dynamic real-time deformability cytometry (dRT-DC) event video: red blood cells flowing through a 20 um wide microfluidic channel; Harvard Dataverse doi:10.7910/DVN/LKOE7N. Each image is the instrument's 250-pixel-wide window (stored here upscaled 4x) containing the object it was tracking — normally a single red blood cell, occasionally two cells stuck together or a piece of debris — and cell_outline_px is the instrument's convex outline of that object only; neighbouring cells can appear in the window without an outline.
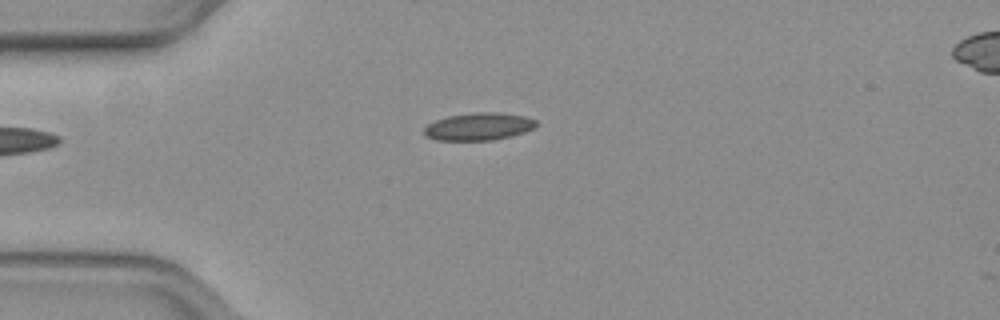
{"species": "common noctule bat (a hibernating species)", "species_latin": "Nyctalus noctula", "temperature_condition": "warm", "stored_images_in_passage": 42, "camera_frame_rate_fps": 3000, "um_per_image_px": 0.085, "animal": {"sex": "female", "body_mass_g": 19.3, "forearm_length_mm": 54.1}, "frame": {"image": 1, "passage_image": 1, "time_ms": 0.0, "image_size_px": [1000, 320], "cell_outline_px": [[536, 124], [532, 128], [524, 132], [512, 136], [492, 140], [436, 140], [428, 136], [424, 132], [424, 128], [428, 124], [436, 120], [448, 116], [476, 112], [496, 112], [524, 116], [536, 120]], "centroid_in_image_um": [40.69, 10.75], "position_along_channel_um": 44.3, "area_um2": 17.74}}
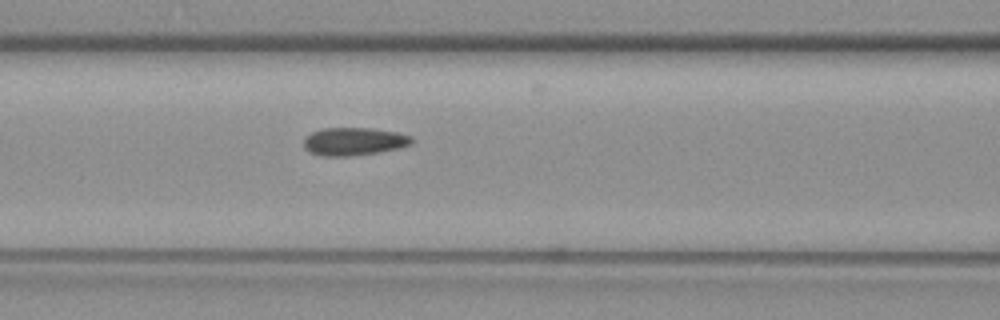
{"frame": {"image": 2, "passage_image": 10, "time_ms": 3.0, "image_size_px": [1000, 320], "cell_outline_px": [[416, 140], [412, 144], [400, 148], [380, 152], [352, 156], [320, 156], [308, 152], [304, 148], [304, 140], [312, 132], [320, 128], [372, 128], [396, 132], [412, 136]], "centroid_in_image_um": [30.11, 12.03], "position_along_channel_um": 136.5, "area_um2": 17.86}}
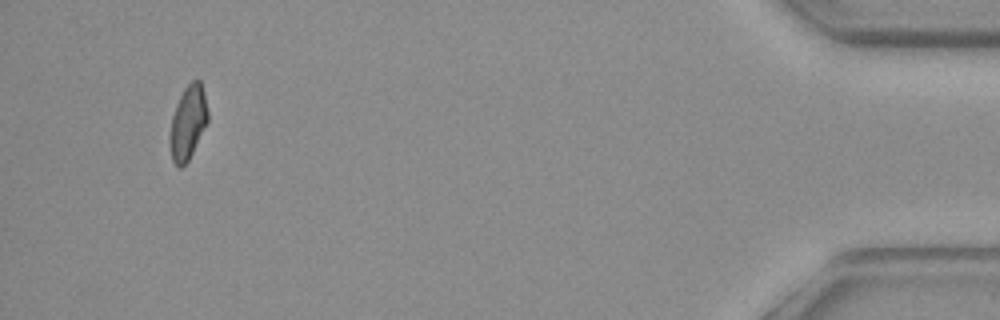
{"frame": {"image": 3, "passage_image": 39, "time_ms": 12.667, "image_size_px": [1000, 320], "cell_outline_px": [[208, 120], [188, 160], [180, 168], [172, 160], [168, 140], [172, 116], [176, 104], [184, 88], [192, 80], [200, 80], [208, 112]], "centroid_in_image_um": [15.94, 10.42], "position_along_channel_um": 419.3, "area_um2": 16.07}, "authors_computed_cell_mechanics": {"area_um2": 16.9065, "velocity_mm_per_s": 3.7479, "shape_relaxation_time_tau1_ms": null, "shape_relaxation_time_tau2_ms": 1.48, "deformation_change_tau1": null, "deformation_change_tau2": 0.0825}}